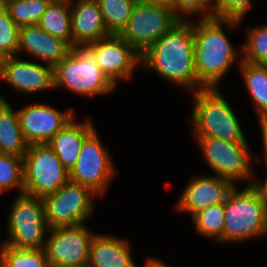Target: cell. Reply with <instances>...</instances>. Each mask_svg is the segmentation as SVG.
Here are the masks:
<instances>
[{
	"label": "cell",
	"mask_w": 267,
	"mask_h": 267,
	"mask_svg": "<svg viewBox=\"0 0 267 267\" xmlns=\"http://www.w3.org/2000/svg\"><path fill=\"white\" fill-rule=\"evenodd\" d=\"M14 94L38 95L54 90L53 67L15 55L0 59V82Z\"/></svg>",
	"instance_id": "4fadbf2b"
},
{
	"label": "cell",
	"mask_w": 267,
	"mask_h": 267,
	"mask_svg": "<svg viewBox=\"0 0 267 267\" xmlns=\"http://www.w3.org/2000/svg\"><path fill=\"white\" fill-rule=\"evenodd\" d=\"M53 75L54 91L65 89L73 95L95 98L112 95L117 90L97 65L95 55L87 46L72 47L53 68Z\"/></svg>",
	"instance_id": "277c9868"
},
{
	"label": "cell",
	"mask_w": 267,
	"mask_h": 267,
	"mask_svg": "<svg viewBox=\"0 0 267 267\" xmlns=\"http://www.w3.org/2000/svg\"><path fill=\"white\" fill-rule=\"evenodd\" d=\"M130 239L110 233H96L89 252V267H139Z\"/></svg>",
	"instance_id": "d6986e66"
},
{
	"label": "cell",
	"mask_w": 267,
	"mask_h": 267,
	"mask_svg": "<svg viewBox=\"0 0 267 267\" xmlns=\"http://www.w3.org/2000/svg\"><path fill=\"white\" fill-rule=\"evenodd\" d=\"M87 47L106 77L118 88L122 81L133 80L136 69L141 70V55L119 35L111 34Z\"/></svg>",
	"instance_id": "5bb4252c"
},
{
	"label": "cell",
	"mask_w": 267,
	"mask_h": 267,
	"mask_svg": "<svg viewBox=\"0 0 267 267\" xmlns=\"http://www.w3.org/2000/svg\"><path fill=\"white\" fill-rule=\"evenodd\" d=\"M97 128L84 140L79 157L69 171L70 181L89 187L101 199L107 195L115 175V162Z\"/></svg>",
	"instance_id": "ba28073f"
},
{
	"label": "cell",
	"mask_w": 267,
	"mask_h": 267,
	"mask_svg": "<svg viewBox=\"0 0 267 267\" xmlns=\"http://www.w3.org/2000/svg\"><path fill=\"white\" fill-rule=\"evenodd\" d=\"M258 128L260 132V139H261V147H262V156H258V154L256 155L254 152V160L257 161L255 162V164H258V161H260V159L263 157V159L261 160L265 162V164H267V116H261L258 117ZM257 156V157H256ZM259 159V160H257Z\"/></svg>",
	"instance_id": "836d02e7"
},
{
	"label": "cell",
	"mask_w": 267,
	"mask_h": 267,
	"mask_svg": "<svg viewBox=\"0 0 267 267\" xmlns=\"http://www.w3.org/2000/svg\"><path fill=\"white\" fill-rule=\"evenodd\" d=\"M100 197L89 187L71 181L43 197L45 220L49 228L89 222Z\"/></svg>",
	"instance_id": "30bf717a"
},
{
	"label": "cell",
	"mask_w": 267,
	"mask_h": 267,
	"mask_svg": "<svg viewBox=\"0 0 267 267\" xmlns=\"http://www.w3.org/2000/svg\"><path fill=\"white\" fill-rule=\"evenodd\" d=\"M106 28L118 35L132 15L137 0H97Z\"/></svg>",
	"instance_id": "4316f807"
},
{
	"label": "cell",
	"mask_w": 267,
	"mask_h": 267,
	"mask_svg": "<svg viewBox=\"0 0 267 267\" xmlns=\"http://www.w3.org/2000/svg\"><path fill=\"white\" fill-rule=\"evenodd\" d=\"M181 19L171 10L154 2L137 0L132 15L118 34L140 55Z\"/></svg>",
	"instance_id": "8fae6325"
},
{
	"label": "cell",
	"mask_w": 267,
	"mask_h": 267,
	"mask_svg": "<svg viewBox=\"0 0 267 267\" xmlns=\"http://www.w3.org/2000/svg\"><path fill=\"white\" fill-rule=\"evenodd\" d=\"M141 69L188 94L206 88L196 75L193 19L181 20L149 46L141 54Z\"/></svg>",
	"instance_id": "6da1fadb"
},
{
	"label": "cell",
	"mask_w": 267,
	"mask_h": 267,
	"mask_svg": "<svg viewBox=\"0 0 267 267\" xmlns=\"http://www.w3.org/2000/svg\"><path fill=\"white\" fill-rule=\"evenodd\" d=\"M12 190L24 194L23 157L0 153V194Z\"/></svg>",
	"instance_id": "f1b7e54d"
},
{
	"label": "cell",
	"mask_w": 267,
	"mask_h": 267,
	"mask_svg": "<svg viewBox=\"0 0 267 267\" xmlns=\"http://www.w3.org/2000/svg\"><path fill=\"white\" fill-rule=\"evenodd\" d=\"M71 46L61 38L51 36L41 27L25 25L19 30L17 55H26L31 60L47 64L53 68L70 52Z\"/></svg>",
	"instance_id": "e0dca14e"
},
{
	"label": "cell",
	"mask_w": 267,
	"mask_h": 267,
	"mask_svg": "<svg viewBox=\"0 0 267 267\" xmlns=\"http://www.w3.org/2000/svg\"><path fill=\"white\" fill-rule=\"evenodd\" d=\"M145 1L154 2L160 7L167 8L173 11L177 15L176 0H145Z\"/></svg>",
	"instance_id": "d590c367"
},
{
	"label": "cell",
	"mask_w": 267,
	"mask_h": 267,
	"mask_svg": "<svg viewBox=\"0 0 267 267\" xmlns=\"http://www.w3.org/2000/svg\"><path fill=\"white\" fill-rule=\"evenodd\" d=\"M20 27L0 3V59L17 55Z\"/></svg>",
	"instance_id": "f546056e"
},
{
	"label": "cell",
	"mask_w": 267,
	"mask_h": 267,
	"mask_svg": "<svg viewBox=\"0 0 267 267\" xmlns=\"http://www.w3.org/2000/svg\"><path fill=\"white\" fill-rule=\"evenodd\" d=\"M241 187L235 185L224 203L225 245L245 244L254 238L267 237V208L251 185Z\"/></svg>",
	"instance_id": "5b68a950"
},
{
	"label": "cell",
	"mask_w": 267,
	"mask_h": 267,
	"mask_svg": "<svg viewBox=\"0 0 267 267\" xmlns=\"http://www.w3.org/2000/svg\"><path fill=\"white\" fill-rule=\"evenodd\" d=\"M6 215L7 237L0 242L13 248L44 249L49 227L43 198L20 194Z\"/></svg>",
	"instance_id": "52a82bcc"
},
{
	"label": "cell",
	"mask_w": 267,
	"mask_h": 267,
	"mask_svg": "<svg viewBox=\"0 0 267 267\" xmlns=\"http://www.w3.org/2000/svg\"><path fill=\"white\" fill-rule=\"evenodd\" d=\"M72 267H89L88 264L83 265V266H72Z\"/></svg>",
	"instance_id": "74e56055"
},
{
	"label": "cell",
	"mask_w": 267,
	"mask_h": 267,
	"mask_svg": "<svg viewBox=\"0 0 267 267\" xmlns=\"http://www.w3.org/2000/svg\"><path fill=\"white\" fill-rule=\"evenodd\" d=\"M0 267H50L44 249L13 248L0 244Z\"/></svg>",
	"instance_id": "484cf974"
},
{
	"label": "cell",
	"mask_w": 267,
	"mask_h": 267,
	"mask_svg": "<svg viewBox=\"0 0 267 267\" xmlns=\"http://www.w3.org/2000/svg\"><path fill=\"white\" fill-rule=\"evenodd\" d=\"M238 71L256 117L267 116V65L242 60Z\"/></svg>",
	"instance_id": "7402d4cb"
},
{
	"label": "cell",
	"mask_w": 267,
	"mask_h": 267,
	"mask_svg": "<svg viewBox=\"0 0 267 267\" xmlns=\"http://www.w3.org/2000/svg\"><path fill=\"white\" fill-rule=\"evenodd\" d=\"M192 138L211 174L226 178L237 186L251 184L256 164L249 142H229L209 136Z\"/></svg>",
	"instance_id": "8992f818"
},
{
	"label": "cell",
	"mask_w": 267,
	"mask_h": 267,
	"mask_svg": "<svg viewBox=\"0 0 267 267\" xmlns=\"http://www.w3.org/2000/svg\"><path fill=\"white\" fill-rule=\"evenodd\" d=\"M191 115L187 122L192 136H209L229 142H248L241 119L221 87L203 88L189 93Z\"/></svg>",
	"instance_id": "3957f363"
},
{
	"label": "cell",
	"mask_w": 267,
	"mask_h": 267,
	"mask_svg": "<svg viewBox=\"0 0 267 267\" xmlns=\"http://www.w3.org/2000/svg\"><path fill=\"white\" fill-rule=\"evenodd\" d=\"M0 94V153L24 157L29 144L20 128L17 110Z\"/></svg>",
	"instance_id": "44dd1931"
},
{
	"label": "cell",
	"mask_w": 267,
	"mask_h": 267,
	"mask_svg": "<svg viewBox=\"0 0 267 267\" xmlns=\"http://www.w3.org/2000/svg\"><path fill=\"white\" fill-rule=\"evenodd\" d=\"M265 167H266L265 170H267V164H265ZM255 169L256 168L254 167L253 177L250 185L257 192L259 199L263 202V204L267 208V174L266 177H264L265 179L262 178L259 179V177L257 176L258 172Z\"/></svg>",
	"instance_id": "d6a6232c"
},
{
	"label": "cell",
	"mask_w": 267,
	"mask_h": 267,
	"mask_svg": "<svg viewBox=\"0 0 267 267\" xmlns=\"http://www.w3.org/2000/svg\"><path fill=\"white\" fill-rule=\"evenodd\" d=\"M245 29V41L241 44L242 60L267 65V22L264 24L248 25Z\"/></svg>",
	"instance_id": "d4e9b609"
},
{
	"label": "cell",
	"mask_w": 267,
	"mask_h": 267,
	"mask_svg": "<svg viewBox=\"0 0 267 267\" xmlns=\"http://www.w3.org/2000/svg\"><path fill=\"white\" fill-rule=\"evenodd\" d=\"M242 23L243 20L215 17L193 19L196 75L206 88H223L221 83L227 72L241 64L242 47L231 42L227 31L238 30Z\"/></svg>",
	"instance_id": "7a4b0ae2"
},
{
	"label": "cell",
	"mask_w": 267,
	"mask_h": 267,
	"mask_svg": "<svg viewBox=\"0 0 267 267\" xmlns=\"http://www.w3.org/2000/svg\"><path fill=\"white\" fill-rule=\"evenodd\" d=\"M50 2H61V1H65V0H49Z\"/></svg>",
	"instance_id": "8d00e7d4"
},
{
	"label": "cell",
	"mask_w": 267,
	"mask_h": 267,
	"mask_svg": "<svg viewBox=\"0 0 267 267\" xmlns=\"http://www.w3.org/2000/svg\"><path fill=\"white\" fill-rule=\"evenodd\" d=\"M235 184L213 174H195L181 189L175 211L190 215V219L200 210L225 203Z\"/></svg>",
	"instance_id": "2e32d148"
},
{
	"label": "cell",
	"mask_w": 267,
	"mask_h": 267,
	"mask_svg": "<svg viewBox=\"0 0 267 267\" xmlns=\"http://www.w3.org/2000/svg\"><path fill=\"white\" fill-rule=\"evenodd\" d=\"M49 0H4L10 18L19 26L36 25L49 5Z\"/></svg>",
	"instance_id": "83f0119b"
},
{
	"label": "cell",
	"mask_w": 267,
	"mask_h": 267,
	"mask_svg": "<svg viewBox=\"0 0 267 267\" xmlns=\"http://www.w3.org/2000/svg\"><path fill=\"white\" fill-rule=\"evenodd\" d=\"M176 4L181 20L214 18L215 15V0H176Z\"/></svg>",
	"instance_id": "4dcf8cb0"
},
{
	"label": "cell",
	"mask_w": 267,
	"mask_h": 267,
	"mask_svg": "<svg viewBox=\"0 0 267 267\" xmlns=\"http://www.w3.org/2000/svg\"><path fill=\"white\" fill-rule=\"evenodd\" d=\"M147 259L143 262L142 267H172L170 264L165 263L158 257H146Z\"/></svg>",
	"instance_id": "e575fe53"
},
{
	"label": "cell",
	"mask_w": 267,
	"mask_h": 267,
	"mask_svg": "<svg viewBox=\"0 0 267 267\" xmlns=\"http://www.w3.org/2000/svg\"><path fill=\"white\" fill-rule=\"evenodd\" d=\"M72 47L87 46L111 35L97 0H70Z\"/></svg>",
	"instance_id": "ac0fdd59"
},
{
	"label": "cell",
	"mask_w": 267,
	"mask_h": 267,
	"mask_svg": "<svg viewBox=\"0 0 267 267\" xmlns=\"http://www.w3.org/2000/svg\"><path fill=\"white\" fill-rule=\"evenodd\" d=\"M96 233L86 223L49 228L44 251L50 267L88 264L90 245Z\"/></svg>",
	"instance_id": "7c38bea8"
},
{
	"label": "cell",
	"mask_w": 267,
	"mask_h": 267,
	"mask_svg": "<svg viewBox=\"0 0 267 267\" xmlns=\"http://www.w3.org/2000/svg\"><path fill=\"white\" fill-rule=\"evenodd\" d=\"M37 25L51 36L63 39L72 47L70 0L50 2Z\"/></svg>",
	"instance_id": "603a6c76"
},
{
	"label": "cell",
	"mask_w": 267,
	"mask_h": 267,
	"mask_svg": "<svg viewBox=\"0 0 267 267\" xmlns=\"http://www.w3.org/2000/svg\"><path fill=\"white\" fill-rule=\"evenodd\" d=\"M52 105L33 101L16 109L21 132L29 145L47 144L77 114L73 106L61 111Z\"/></svg>",
	"instance_id": "9a60e30c"
},
{
	"label": "cell",
	"mask_w": 267,
	"mask_h": 267,
	"mask_svg": "<svg viewBox=\"0 0 267 267\" xmlns=\"http://www.w3.org/2000/svg\"><path fill=\"white\" fill-rule=\"evenodd\" d=\"M91 117L85 116L80 122L76 115L60 129L47 143L70 171L77 162L84 140L96 129Z\"/></svg>",
	"instance_id": "ffe728a7"
},
{
	"label": "cell",
	"mask_w": 267,
	"mask_h": 267,
	"mask_svg": "<svg viewBox=\"0 0 267 267\" xmlns=\"http://www.w3.org/2000/svg\"><path fill=\"white\" fill-rule=\"evenodd\" d=\"M24 194L41 197L70 181L69 171L48 144H31L23 157Z\"/></svg>",
	"instance_id": "9c48e42d"
},
{
	"label": "cell",
	"mask_w": 267,
	"mask_h": 267,
	"mask_svg": "<svg viewBox=\"0 0 267 267\" xmlns=\"http://www.w3.org/2000/svg\"><path fill=\"white\" fill-rule=\"evenodd\" d=\"M253 0H215V18L246 20Z\"/></svg>",
	"instance_id": "1f68e13d"
},
{
	"label": "cell",
	"mask_w": 267,
	"mask_h": 267,
	"mask_svg": "<svg viewBox=\"0 0 267 267\" xmlns=\"http://www.w3.org/2000/svg\"><path fill=\"white\" fill-rule=\"evenodd\" d=\"M225 207L223 204L209 206L197 212L191 219L196 233L215 244H223Z\"/></svg>",
	"instance_id": "cb8c5ba5"
}]
</instances>
